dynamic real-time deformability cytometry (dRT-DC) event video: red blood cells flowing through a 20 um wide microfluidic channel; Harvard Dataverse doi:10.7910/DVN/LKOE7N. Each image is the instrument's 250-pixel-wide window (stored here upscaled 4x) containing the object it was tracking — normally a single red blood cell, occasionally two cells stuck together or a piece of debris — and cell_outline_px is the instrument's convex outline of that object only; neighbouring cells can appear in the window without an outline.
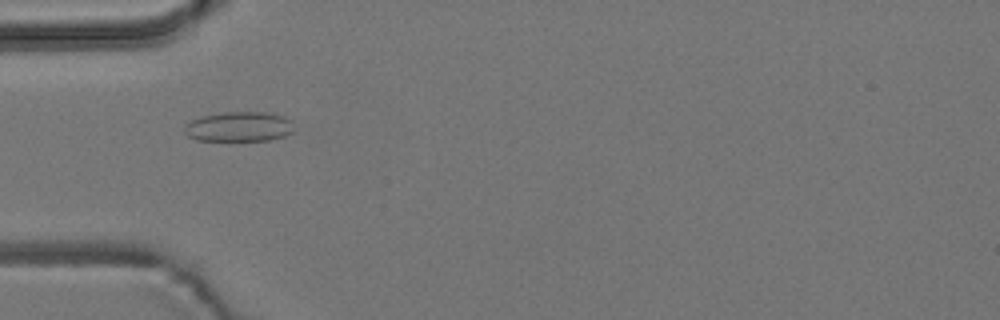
{"species": "common noctule bat (a hibernating species)", "species_latin": "Nyctalus noctula", "temperature_condition": "room temperature", "stored_images_in_passage": 5, "camera_frame_rate_fps": 3000, "um_per_image_px": 0.085, "animal": {"sex": "male", "body_mass_g": 19.2, "forearm_length_mm": 51.8}, "frame": {"image": 1, "passage_image": 4, "time_ms": 3.333, "image_size_px": [1000, 320], "cell_outline_px": [[296, 128], [292, 132], [284, 136], [268, 140], [196, 140], [188, 136], [184, 132], [184, 124], [192, 120], [204, 116], [224, 112], [268, 112], [284, 116], [292, 120]], "centroid_in_image_um": [20.36, 10.76], "position_along_channel_um": 64.6, "area_um2": 19.19}}
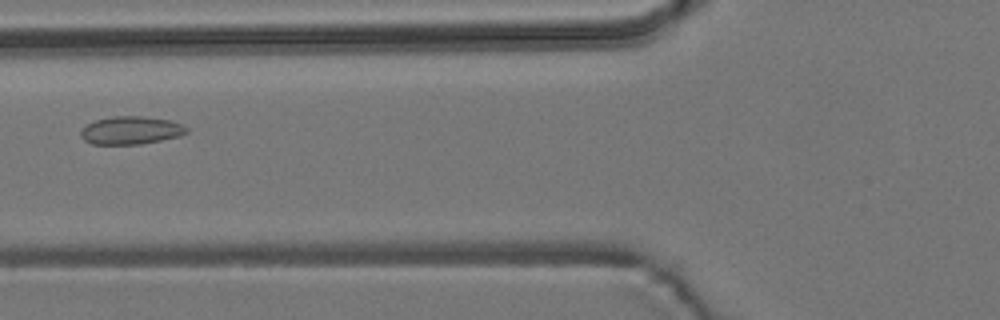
{"frame": {"image": 2, "passage_image": 5, "time_ms": 4.667, "image_size_px": [1000, 320], "cell_outline_px": [[188, 132], [180, 136], [140, 144], [92, 144], [84, 140], [80, 136], [80, 132], [88, 124], [96, 120], [112, 116], [144, 116], [168, 120], [184, 124], [188, 128]], "centroid_in_image_um": [11.15, 11.07], "position_along_channel_um": 114.7, "area_um2": 17.22}}